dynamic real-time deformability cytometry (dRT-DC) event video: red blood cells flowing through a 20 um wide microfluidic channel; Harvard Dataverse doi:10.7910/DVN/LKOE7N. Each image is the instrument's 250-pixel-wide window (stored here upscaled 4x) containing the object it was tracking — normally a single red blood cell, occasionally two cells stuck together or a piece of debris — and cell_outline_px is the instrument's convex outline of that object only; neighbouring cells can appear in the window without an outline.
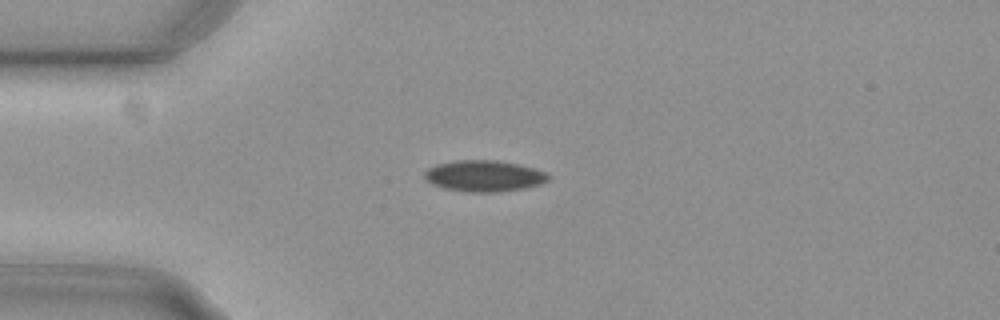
{"species": "common noctule bat (a hibernating species)", "species_latin": "Nyctalus noctula", "temperature_condition": "cold", "stored_images_in_passage": 54, "camera_frame_rate_fps": 3000, "um_per_image_px": 0.085, "animal": {"sex": "female", "body_mass_g": 29.2, "forearm_length_mm": 56.3}, "frame": {"image": 1, "passage_image": 13, "time_ms": 4.0, "image_size_px": [1000, 320], "cell_outline_px": [[552, 176], [548, 180], [540, 184], [524, 188], [496, 192], [468, 192], [444, 188], [432, 184], [424, 180], [424, 172], [428, 168], [436, 164], [456, 160], [496, 160], [520, 164], [536, 168]], "centroid_in_image_um": [41.14, 14.95], "position_along_channel_um": 43.9, "area_um2": 22.72}}
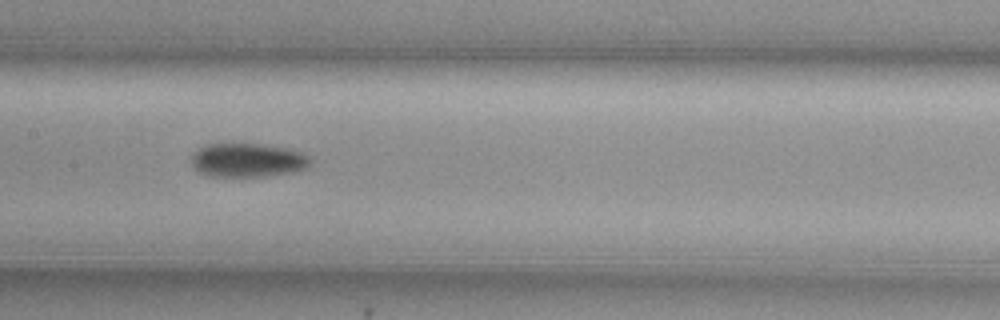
{"frame": {"image": 2, "passage_image": 26, "time_ms": 8.333, "image_size_px": [1000, 320], "cell_outline_px": [[312, 160], [308, 168], [292, 172], [264, 176], [208, 176], [200, 172], [192, 164], [192, 156], [204, 144], [260, 144], [288, 148], [300, 152], [308, 156]], "centroid_in_image_um": [21.08, 13.61], "position_along_channel_um": 186.3, "area_um2": 23.29}}
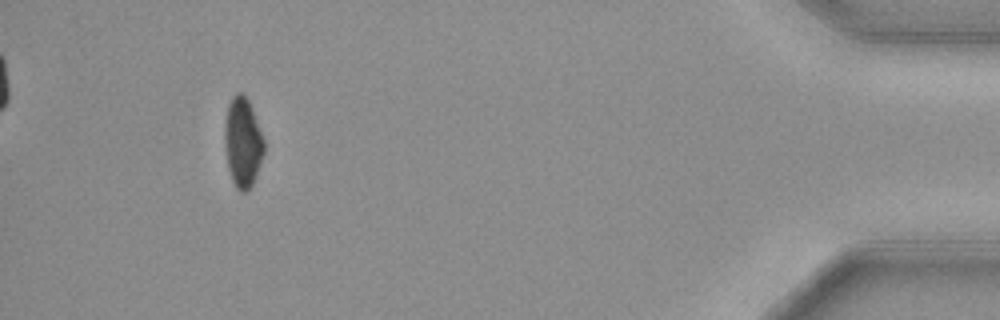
{"frame": {"image": 3, "passage_image": 50, "time_ms": 16.333, "image_size_px": [1000, 320], "cell_outline_px": [[264, 152], [256, 176], [252, 184], [244, 192], [240, 192], [236, 188], [232, 180], [228, 168], [224, 144], [224, 120], [228, 104], [232, 96], [236, 92], [244, 92], [252, 108], [264, 140]], "centroid_in_image_um": [20.61, 12.06], "position_along_channel_um": 414.6, "area_um2": 20.75}, "authors_computed_cell_mechanics": {"area_um2": 22.2819, "velocity_mm_per_s": 3.7435, "shape_relaxation_time_tau1_ms": 4.0959, "shape_relaxation_time_tau2_ms": null, "deformation_change_tau1": 0.1025, "deformation_change_tau2": null}}